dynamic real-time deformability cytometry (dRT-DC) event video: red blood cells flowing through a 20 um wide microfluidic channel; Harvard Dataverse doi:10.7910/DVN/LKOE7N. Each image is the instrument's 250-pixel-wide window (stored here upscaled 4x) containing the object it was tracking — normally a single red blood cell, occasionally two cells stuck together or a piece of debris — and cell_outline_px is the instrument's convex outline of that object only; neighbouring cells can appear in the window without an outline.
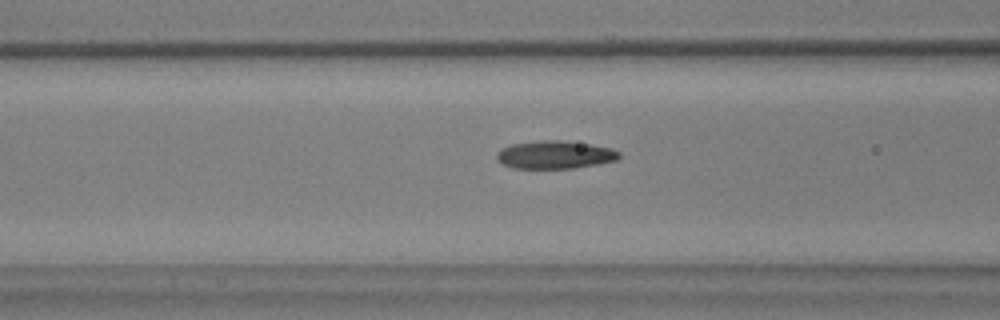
{"species": "common noctule bat (a hibernating species)", "species_latin": "Nyctalus noctula", "temperature_condition": "warm", "stored_images_in_passage": 40, "camera_frame_rate_fps": 3000, "um_per_image_px": 0.085, "animal": {"sex": "male", "body_mass_g": 17.9, "forearm_length_mm": 54.2}, "frame": {"image": 1, "passage_image": 7, "time_ms": 2.0, "image_size_px": [1000, 320], "cell_outline_px": [[620, 156], [616, 160], [596, 164], [572, 168], [512, 168], [496, 160], [496, 152], [500, 148], [512, 144], [540, 140], [560, 140], [588, 144], [612, 148], [620, 152]], "centroid_in_image_um": [47.12, 13.15], "position_along_channel_um": 119.5, "area_um2": 19.88}}